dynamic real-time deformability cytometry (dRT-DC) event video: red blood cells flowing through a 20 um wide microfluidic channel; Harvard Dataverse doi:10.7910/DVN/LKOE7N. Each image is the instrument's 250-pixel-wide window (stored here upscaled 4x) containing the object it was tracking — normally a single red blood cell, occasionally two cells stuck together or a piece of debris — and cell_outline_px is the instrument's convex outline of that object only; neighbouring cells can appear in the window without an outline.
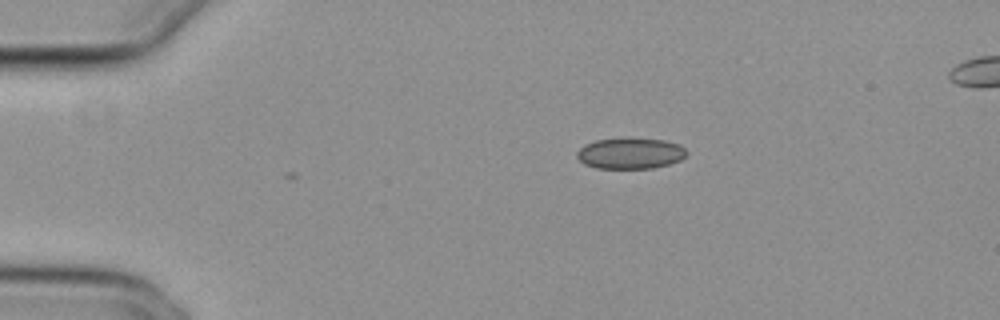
{"species": "common noctule bat (a hibernating species)", "species_latin": "Nyctalus noctula", "temperature_condition": "cold", "stored_images_in_passage": 2, "camera_frame_rate_fps": 3000, "um_per_image_px": 0.085, "animal": {"sex": "female", "body_mass_g": 29.2, "forearm_length_mm": 56.3}, "frame": {"image": 1, "passage_image": 1, "time_ms": 0.0, "image_size_px": [1000, 320], "cell_outline_px": [[688, 152], [680, 160], [668, 164], [652, 168], [596, 168], [584, 164], [576, 156], [576, 152], [584, 144], [596, 140], [664, 140], [680, 144]], "centroid_in_image_um": [53.56, 13.06], "position_along_channel_um": 31.4, "area_um2": 19.25}}